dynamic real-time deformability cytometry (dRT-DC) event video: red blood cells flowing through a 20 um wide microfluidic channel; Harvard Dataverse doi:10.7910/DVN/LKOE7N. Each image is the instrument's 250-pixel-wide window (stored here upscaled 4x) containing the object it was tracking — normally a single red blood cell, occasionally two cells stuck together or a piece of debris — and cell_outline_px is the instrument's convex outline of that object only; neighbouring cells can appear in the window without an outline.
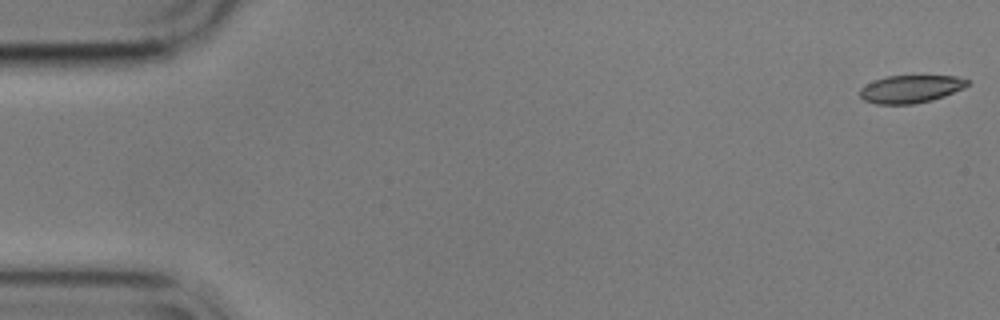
{"species": "common noctule bat (a hibernating species)", "species_latin": "Nyctalus noctula", "temperature_condition": "cold", "stored_images_in_passage": 7, "camera_frame_rate_fps": 3000, "um_per_image_px": 0.085, "animal": {"sex": "male", "body_mass_g": 17.9}, "frame": {"image": 1, "passage_image": 1, "time_ms": 0.0, "image_size_px": [1000, 320], "cell_outline_px": [[968, 84], [964, 88], [944, 96], [932, 100], [912, 104], [876, 104], [864, 100], [860, 96], [860, 88], [876, 80], [888, 76], [956, 76], [968, 80]], "centroid_in_image_um": [77.41, 7.57], "position_along_channel_um": 7.6, "area_um2": 17.17}}